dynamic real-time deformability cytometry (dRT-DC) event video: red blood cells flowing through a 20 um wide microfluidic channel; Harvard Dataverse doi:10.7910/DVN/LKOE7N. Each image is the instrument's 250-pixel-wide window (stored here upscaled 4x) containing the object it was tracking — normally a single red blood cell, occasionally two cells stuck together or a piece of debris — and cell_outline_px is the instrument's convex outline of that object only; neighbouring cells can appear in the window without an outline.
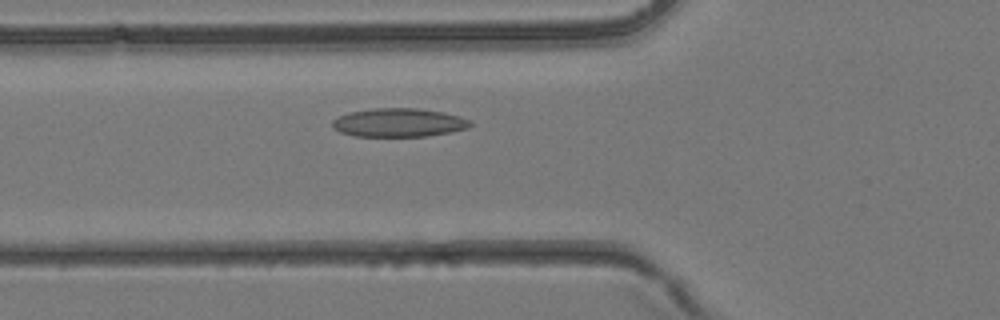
{"species": "common noctule bat (a hibernating species)", "species_latin": "Nyctalus noctula", "temperature_condition": "room temperature", "stored_images_in_passage": 27, "camera_frame_rate_fps": 3000, "um_per_image_px": 0.085, "animal": {"sex": "female", "body_mass_g": 24.6, "forearm_length_mm": 56.2}, "frame": {"image": 1, "passage_image": 10, "time_ms": 3.0, "image_size_px": [1000, 320], "cell_outline_px": [[472, 124], [468, 128], [452, 132], [428, 136], [356, 136], [340, 132], [332, 128], [332, 120], [348, 112], [372, 108], [416, 108], [444, 112], [460, 116], [472, 120]], "centroid_in_image_um": [33.92, 10.42], "position_along_channel_um": 91.9, "area_um2": 23.18}}
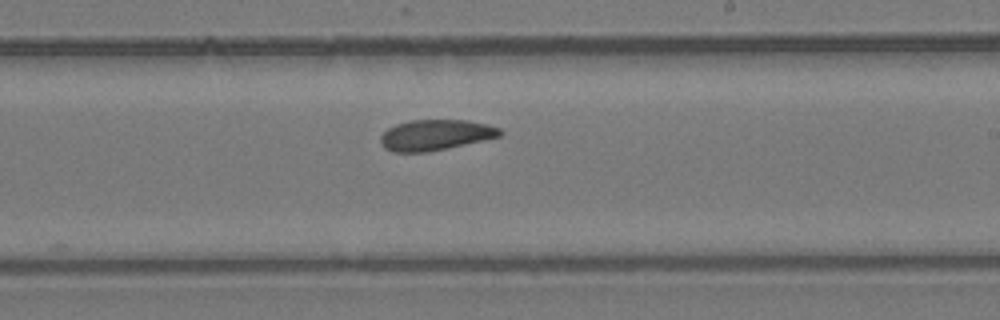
{"frame": {"image": 2, "passage_image": 19, "time_ms": 6.0, "image_size_px": [1000, 320], "cell_outline_px": [[504, 132], [500, 136], [484, 140], [448, 148], [428, 152], [392, 152], [384, 148], [380, 140], [380, 136], [388, 128], [396, 124], [408, 120], [468, 120], [488, 124], [500, 128]], "centroid_in_image_um": [37.02, 11.47], "position_along_channel_um": 252.0, "area_um2": 21.5}}
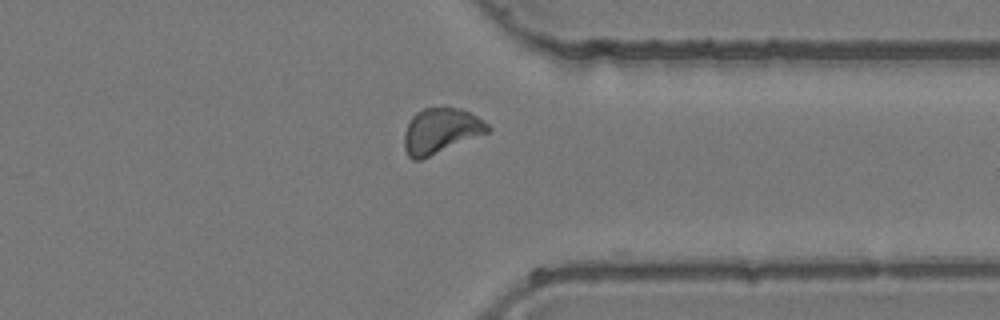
{"frame": {"image": 3, "passage_image": 26, "time_ms": 8.333, "image_size_px": [1000, 320], "cell_outline_px": [[492, 128], [488, 132], [420, 160], [412, 160], [408, 156], [404, 148], [404, 132], [408, 120], [416, 112], [424, 108], [460, 108], [484, 120]], "centroid_in_image_um": [37.43, 11.12], "position_along_channel_um": 374.0, "area_um2": 21.96}}